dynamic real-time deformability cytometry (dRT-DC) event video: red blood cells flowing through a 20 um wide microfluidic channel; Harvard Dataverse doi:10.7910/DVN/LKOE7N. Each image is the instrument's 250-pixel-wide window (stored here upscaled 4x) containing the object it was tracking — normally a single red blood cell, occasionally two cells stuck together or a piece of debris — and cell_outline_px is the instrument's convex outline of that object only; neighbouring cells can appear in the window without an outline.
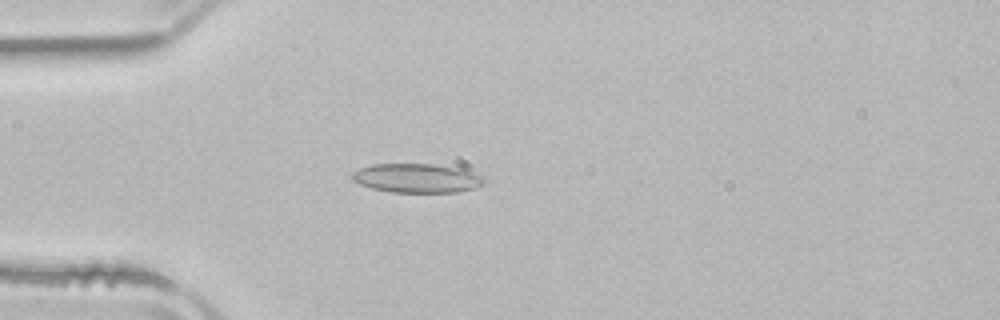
{"species": "common noctule bat (a hibernating species)", "species_latin": "Nyctalus noctula", "temperature_condition": "room temperature", "stored_images_in_passage": 50, "camera_frame_rate_fps": 3000, "um_per_image_px": 0.085, "animal": {"sex": "male", "body_mass_g": 21.5, "forearm_length_mm": 52.0}, "frame": {"image": 1, "passage_image": 13, "time_ms": 4.0, "image_size_px": [1000, 320], "cell_outline_px": [[484, 184], [476, 188], [456, 192], [392, 192], [372, 188], [360, 184], [352, 180], [352, 172], [360, 168], [372, 164], [432, 164], [460, 168], [484, 176]], "centroid_in_image_um": [35.45, 15.14], "position_along_channel_um": 49.6, "area_um2": 22.37}}
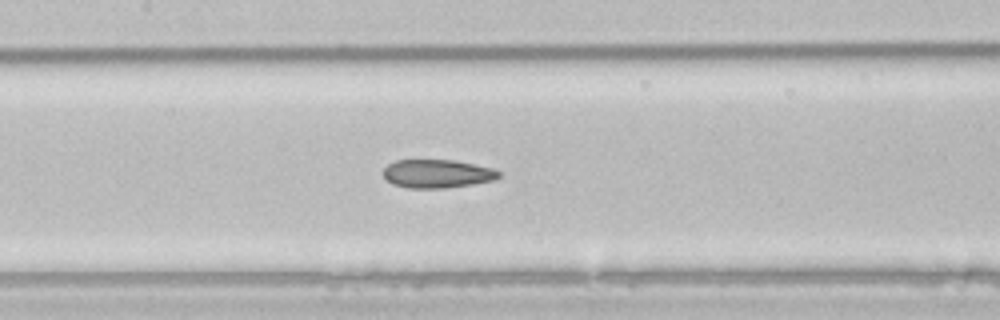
{"frame": {"image": 2, "passage_image": 23, "time_ms": 7.333, "image_size_px": [1000, 320], "cell_outline_px": [[500, 176], [492, 180], [472, 184], [444, 188], [408, 188], [392, 184], [384, 180], [384, 168], [388, 164], [396, 160], [456, 160], [492, 168], [500, 172]], "centroid_in_image_um": [37.12, 14.76], "position_along_channel_um": 170.3, "area_um2": 19.13}}
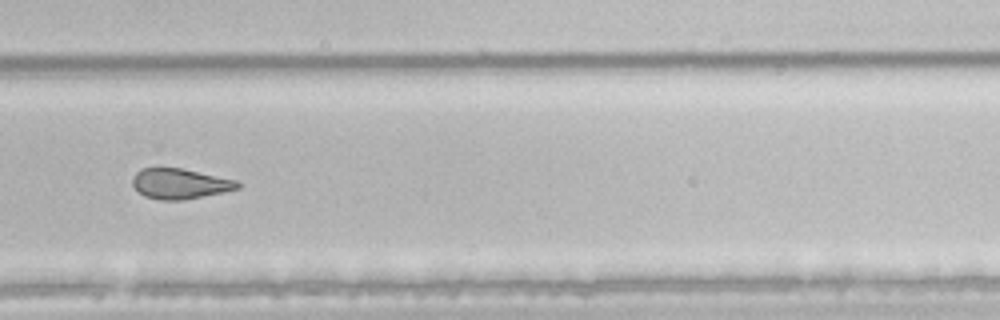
{"frame": {"image": 3, "passage_image": 34, "time_ms": 11.0, "image_size_px": [1000, 320], "cell_outline_px": [[240, 188], [224, 192], [184, 200], [160, 200], [144, 196], [132, 184], [132, 176], [136, 172], [144, 168], [180, 168], [236, 180], [240, 184]], "centroid_in_image_um": [15.29, 15.62], "position_along_channel_um": 314.5, "area_um2": 18.44}, "authors_computed_cell_mechanics": {"area_um2": 21.3282, "velocity_mm_per_s": 3.9525, "shape_relaxation_time_tau1_ms": null, "shape_relaxation_time_tau2_ms": 4.886, "deformation_change_tau1": null, "deformation_change_tau2": 0.1197}}